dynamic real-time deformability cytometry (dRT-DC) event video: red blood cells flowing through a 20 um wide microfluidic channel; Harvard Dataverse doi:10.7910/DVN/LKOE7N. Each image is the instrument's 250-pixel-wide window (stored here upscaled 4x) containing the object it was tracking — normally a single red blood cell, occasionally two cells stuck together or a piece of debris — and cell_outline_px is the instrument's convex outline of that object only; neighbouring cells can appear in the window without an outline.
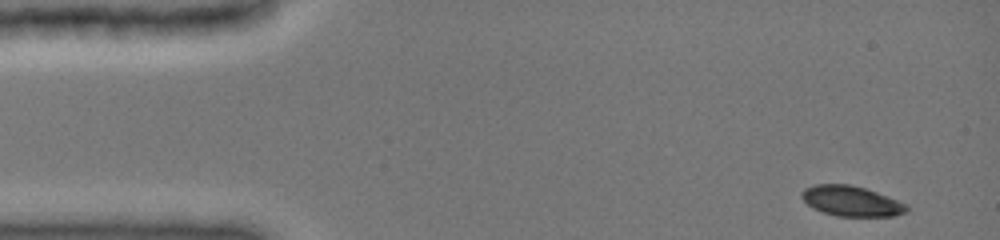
{"species": "common noctule bat (a hibernating species)", "species_latin": "Nyctalus noctula", "temperature_condition": "cold", "stored_images_in_passage": 42, "camera_frame_rate_fps": 3000, "um_per_image_px": 0.085, "animal": {"sex": "female", "body_mass_g": 19.0, "forearm_length_mm": 51.5}, "frame": {"image": 1, "passage_image": 1, "time_ms": 0.0, "image_size_px": [1000, 240], "cell_outline_px": [[908, 212], [892, 216], [836, 216], [812, 208], [800, 196], [800, 192], [804, 188], [816, 184], [852, 184], [876, 192], [896, 200], [904, 204], [908, 208]], "centroid_in_image_um": [72.31, 17.08], "position_along_channel_um": 12.7, "area_um2": 18.38}}
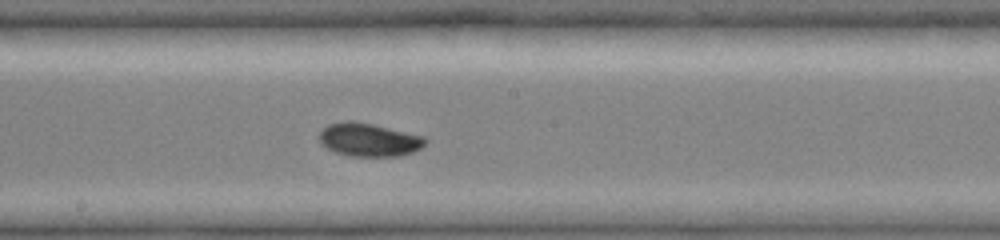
{"frame": {"image": 2, "passage_image": 24, "time_ms": 7.667, "image_size_px": [1000, 240], "cell_outline_px": [[428, 140], [420, 148], [412, 152], [400, 156], [352, 156], [336, 152], [320, 144], [316, 136], [328, 124], [344, 120], [352, 120], [372, 124], [424, 136]], "centroid_in_image_um": [31.31, 11.87], "position_along_channel_um": 216.9, "area_um2": 20.63}}
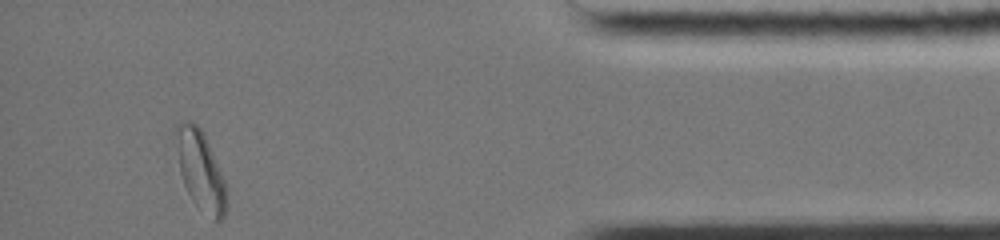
{"frame": {"image": 3, "passage_image": 42, "time_ms": 13.667, "image_size_px": [1000, 240], "cell_outline_px": [[228, 204], [224, 216], [220, 220], [212, 220], [192, 200], [184, 184], [180, 172], [172, 132], [176, 124], [180, 120], [192, 120], [204, 132], [228, 188]], "centroid_in_image_um": [17.03, 14.42], "position_along_channel_um": 418.2, "area_um2": 24.16}, "authors_computed_cell_mechanics": {"area_um2": 20.0277, "velocity_mm_per_s": 3.9583, "shape_relaxation_time_tau1_ms": 5.2105, "shape_relaxation_time_tau2_ms": null, "deformation_change_tau1": 0.1468, "deformation_change_tau2": null}}